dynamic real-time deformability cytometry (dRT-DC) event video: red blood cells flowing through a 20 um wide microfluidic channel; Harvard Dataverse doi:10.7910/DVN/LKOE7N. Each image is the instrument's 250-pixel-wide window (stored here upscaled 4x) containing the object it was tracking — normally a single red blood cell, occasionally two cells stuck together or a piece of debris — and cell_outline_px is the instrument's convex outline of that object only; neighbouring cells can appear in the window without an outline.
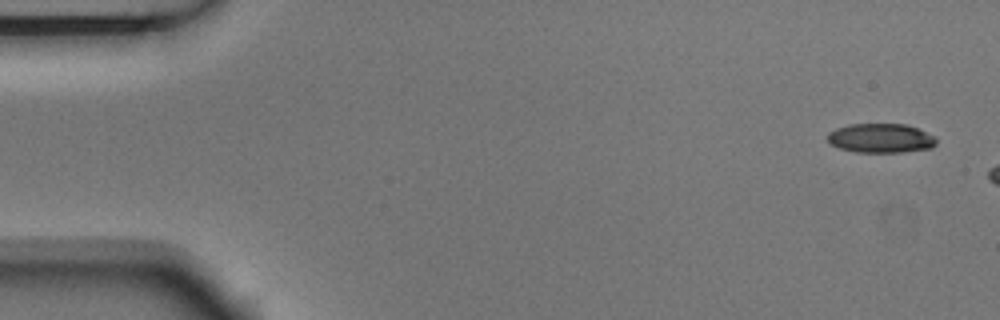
{"species": "Egyptian fruit bat (a non-hibernating species)", "species_latin": "Rousettus aegyptiacus", "temperature_condition": "room temperature", "stored_images_in_passage": 4, "camera_frame_rate_fps": 3000, "um_per_image_px": 0.085, "animal": {"sex": "male"}, "frame": {"image": 1, "passage_image": 1, "time_ms": 0.0, "image_size_px": [1000, 320], "cell_outline_px": [[936, 144], [932, 148], [900, 152], [856, 152], [840, 148], [828, 144], [828, 132], [836, 128], [848, 124], [904, 124], [916, 128], [936, 136]], "centroid_in_image_um": [74.85, 11.74], "position_along_channel_um": 10.2, "area_um2": 18.61}}